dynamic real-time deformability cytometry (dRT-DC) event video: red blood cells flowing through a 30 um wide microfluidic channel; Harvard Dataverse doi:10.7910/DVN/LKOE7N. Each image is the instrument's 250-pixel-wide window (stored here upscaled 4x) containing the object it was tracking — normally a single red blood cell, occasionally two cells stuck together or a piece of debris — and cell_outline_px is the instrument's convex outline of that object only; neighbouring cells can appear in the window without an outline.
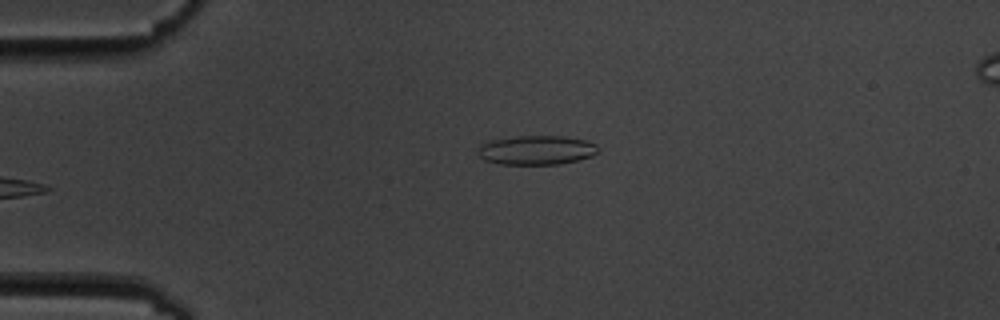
{"species": "common noctule bat (a hibernating species)", "species_latin": "Nyctalus noctula", "temperature_condition": "cold", "stored_images_in_passage": 4, "camera_frame_rate_fps": 3000, "um_per_image_px": 0.085, "animal": {"sex": "male", "body_mass_g": 19.5, "forearm_length_mm": 54.6}, "frame": {"image": 1, "passage_image": 4, "time_ms": 4.333, "image_size_px": [1000, 320], "cell_outline_px": [[600, 152], [592, 156], [580, 160], [560, 164], [500, 164], [484, 160], [476, 152], [476, 148], [484, 140], [516, 136], [564, 136], [584, 140], [596, 144], [600, 148]], "centroid_in_image_um": [45.57, 12.75], "position_along_channel_um": 39.4, "area_um2": 20.98}}